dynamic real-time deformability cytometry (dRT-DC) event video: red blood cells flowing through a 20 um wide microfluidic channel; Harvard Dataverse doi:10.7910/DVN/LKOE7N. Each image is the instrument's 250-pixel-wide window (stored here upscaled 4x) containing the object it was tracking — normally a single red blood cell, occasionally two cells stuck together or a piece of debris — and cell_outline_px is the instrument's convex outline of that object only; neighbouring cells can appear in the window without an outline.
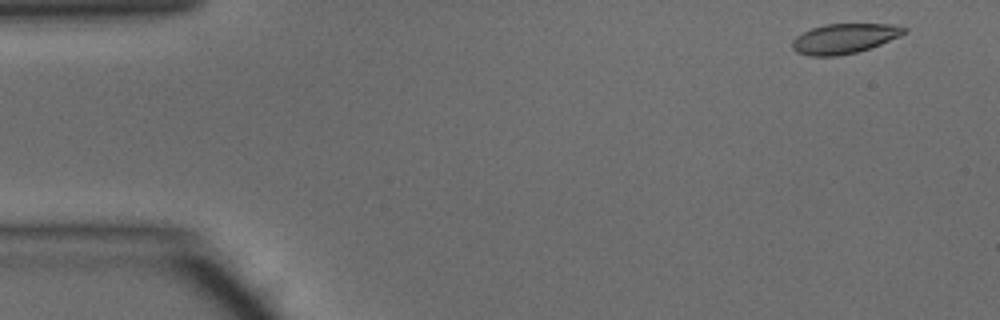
{"species": "common noctule bat (a hibernating species)", "species_latin": "Nyctalus noctula", "temperature_condition": "warm", "stored_images_in_passage": 47, "camera_frame_rate_fps": 3000, "um_per_image_px": 0.085, "animal": {"sex": "male", "body_mass_g": 15.6}, "frame": {"image": 1, "passage_image": 2, "time_ms": 0.333, "image_size_px": [1000, 320], "cell_outline_px": [[908, 32], [900, 36], [880, 44], [856, 52], [836, 56], [808, 56], [796, 52], [792, 48], [792, 40], [796, 36], [812, 28], [824, 24], [892, 24], [908, 28]], "centroid_in_image_um": [71.76, 3.27], "position_along_channel_um": 13.2, "area_um2": 19.48}}
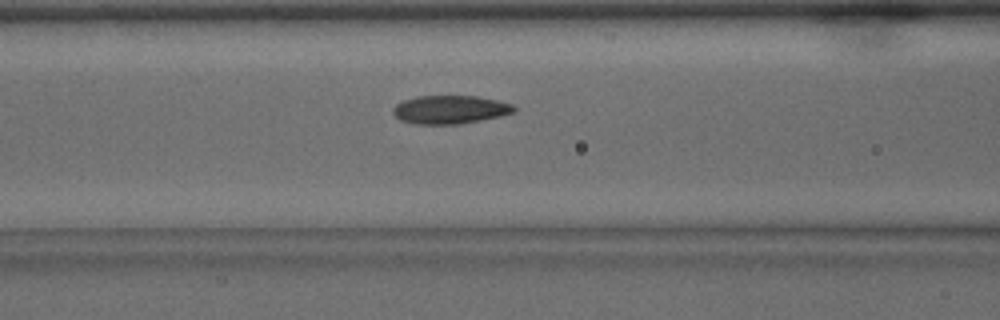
{"frame": {"image": 2, "passage_image": 18, "time_ms": 5.667, "image_size_px": [1000, 320], "cell_outline_px": [[516, 112], [500, 116], [460, 124], [416, 124], [400, 120], [392, 112], [392, 108], [396, 104], [404, 100], [416, 96], [476, 96], [496, 100], [512, 104], [516, 108]], "centroid_in_image_um": [38.25, 9.31], "position_along_channel_um": 128.4, "area_um2": 20.0}}
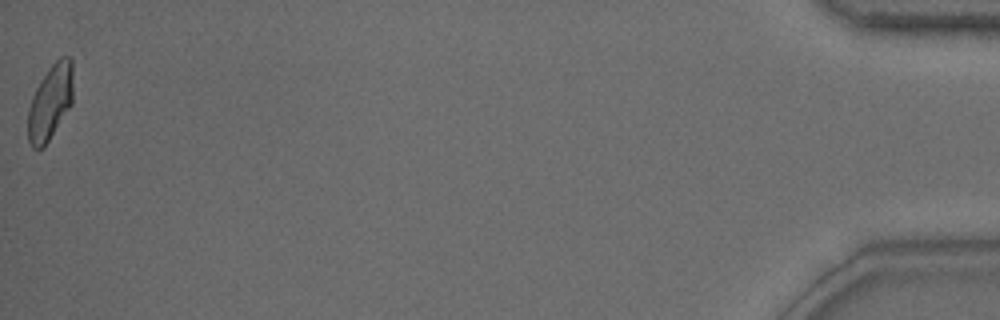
{"frame": {"image": 3, "passage_image": 47, "time_ms": 15.333, "image_size_px": [1000, 320], "cell_outline_px": [[72, 104], [44, 148], [32, 148], [28, 140], [28, 108], [32, 96], [40, 80], [48, 68], [60, 56], [72, 56]], "centroid_in_image_um": [4.27, 8.67], "position_along_channel_um": 430.9, "area_um2": 19.94}, "authors_computed_cell_mechanics": {"area_um2": 19.9988, "velocity_mm_per_s": 4.1735, "shape_relaxation_time_tau1_ms": 5.2718, "shape_relaxation_time_tau2_ms": 1.7608, "deformation_change_tau1": 0.1638, "deformation_change_tau2": 0.0641}}